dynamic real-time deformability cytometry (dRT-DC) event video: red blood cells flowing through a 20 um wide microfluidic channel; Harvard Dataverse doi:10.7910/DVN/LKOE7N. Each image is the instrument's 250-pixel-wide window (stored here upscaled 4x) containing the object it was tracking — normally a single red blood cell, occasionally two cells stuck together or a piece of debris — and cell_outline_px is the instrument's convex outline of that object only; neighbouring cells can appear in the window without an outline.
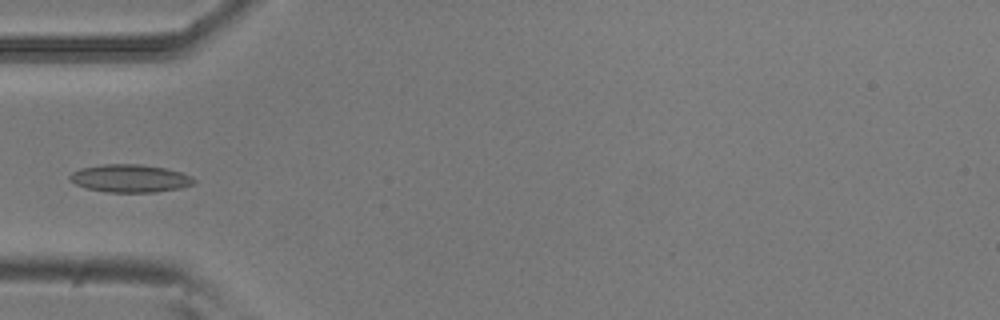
{"species": "common noctule bat (a hibernating species)", "species_latin": "Nyctalus noctula", "temperature_condition": "room temperature", "stored_images_in_passage": 6, "camera_frame_rate_fps": 3000, "um_per_image_px": 0.085, "animal": {"sex": "male", "body_mass_g": 20.5, "forearm_length_mm": 52.5}, "frame": {"image": 1, "passage_image": 6, "time_ms": 1.667, "image_size_px": [1000, 320], "cell_outline_px": [[196, 184], [180, 188], [156, 192], [108, 192], [88, 188], [76, 184], [68, 180], [68, 176], [72, 172], [80, 168], [104, 164], [140, 164], [164, 168], [180, 172], [192, 176], [196, 180]], "centroid_in_image_um": [11.06, 15.16], "position_along_channel_um": 73.9, "area_um2": 20.17}}